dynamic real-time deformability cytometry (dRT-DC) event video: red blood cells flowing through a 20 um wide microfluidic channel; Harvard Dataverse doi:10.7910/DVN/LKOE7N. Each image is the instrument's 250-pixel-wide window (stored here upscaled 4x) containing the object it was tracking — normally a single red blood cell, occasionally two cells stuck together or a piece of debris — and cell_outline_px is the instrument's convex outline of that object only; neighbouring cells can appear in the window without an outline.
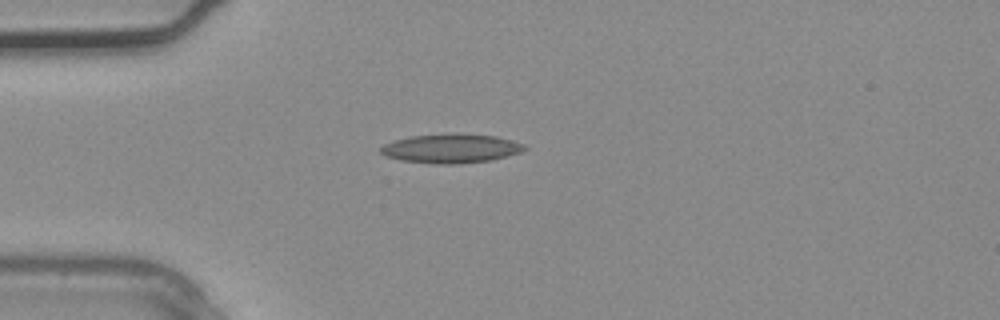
{"species": "common noctule bat (a hibernating species)", "species_latin": "Nyctalus noctula", "temperature_condition": "warm", "stored_images_in_passage": 3, "camera_frame_rate_fps": 3000, "um_per_image_px": 0.085, "animal": {"sex": "male", "body_mass_g": 20.4}, "frame": {"image": 1, "passage_image": 3, "time_ms": 0.667, "image_size_px": [1000, 320], "cell_outline_px": [[528, 148], [520, 152], [508, 156], [492, 160], [460, 164], [432, 164], [400, 160], [384, 156], [380, 152], [380, 148], [384, 144], [396, 140], [412, 136], [456, 132], [496, 136], [512, 140], [524, 144]], "centroid_in_image_um": [38.35, 12.62], "position_along_channel_um": 46.6, "area_um2": 24.8}}